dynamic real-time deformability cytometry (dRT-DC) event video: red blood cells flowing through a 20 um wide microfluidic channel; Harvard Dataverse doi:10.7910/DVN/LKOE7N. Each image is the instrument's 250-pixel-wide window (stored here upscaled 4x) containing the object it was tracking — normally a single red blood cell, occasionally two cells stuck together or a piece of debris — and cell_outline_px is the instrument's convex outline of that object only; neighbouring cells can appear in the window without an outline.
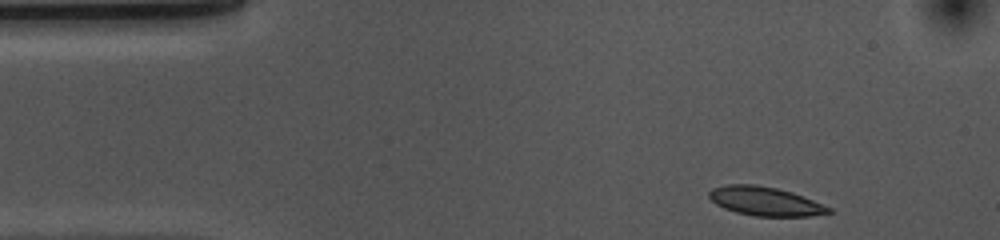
{"species": "common noctule bat (a hibernating species)", "species_latin": "Nyctalus noctula", "temperature_condition": "cold", "stored_images_in_passage": 39, "camera_frame_rate_fps": 3000, "um_per_image_px": 0.085, "animal": {"sex": "female", "body_mass_g": 10.0, "forearm_length_mm": 53.1}, "frame": {"image": 1, "passage_image": 1, "time_ms": 0.0, "image_size_px": [1000, 240], "cell_outline_px": [[832, 212], [808, 216], [756, 216], [736, 212], [724, 208], [716, 204], [708, 196], [708, 192], [712, 188], [728, 184], [756, 184], [776, 188], [792, 192], [832, 208]], "centroid_in_image_um": [65.01, 17.1], "position_along_channel_um": 20.0, "area_um2": 20.0}}
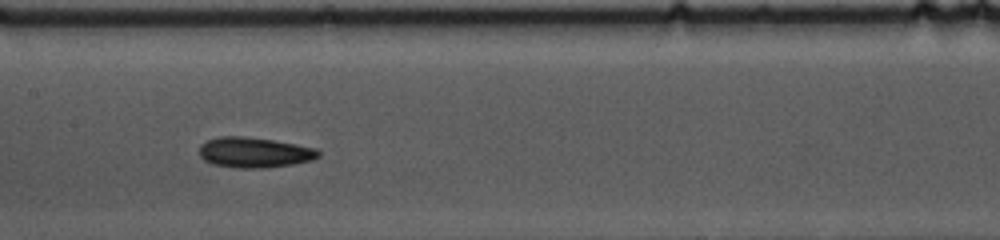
{"frame": {"image": 2, "passage_image": 20, "time_ms": 6.333, "image_size_px": [1000, 240], "cell_outline_px": [[320, 156], [312, 160], [292, 164], [264, 168], [236, 168], [212, 164], [204, 160], [200, 156], [200, 144], [208, 140], [220, 136], [244, 136], [272, 140], [316, 148], [320, 152]], "centroid_in_image_um": [21.6, 12.96], "position_along_channel_um": 185.8, "area_um2": 21.04}}
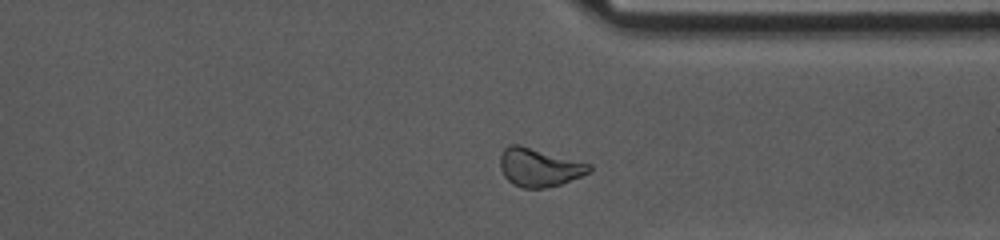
{"frame": {"image": 3, "passage_image": 35, "time_ms": 11.333, "image_size_px": [1000, 240], "cell_outline_px": [[592, 168], [588, 172], [580, 176], [560, 184], [548, 188], [520, 188], [512, 184], [504, 176], [500, 168], [500, 156], [504, 148], [508, 144], [520, 144], [592, 164]], "centroid_in_image_um": [45.79, 14.22], "position_along_channel_um": 365.6, "area_um2": 20.06}, "authors_computed_cell_mechanics": {"area_um2": 20.0566, "velocity_mm_per_s": 3.6346, "shape_relaxation_time_tau1_ms": 2.8689, "shape_relaxation_time_tau2_ms": 4.6527, "deformation_change_tau1": 0.0994, "deformation_change_tau2": 0.106}}